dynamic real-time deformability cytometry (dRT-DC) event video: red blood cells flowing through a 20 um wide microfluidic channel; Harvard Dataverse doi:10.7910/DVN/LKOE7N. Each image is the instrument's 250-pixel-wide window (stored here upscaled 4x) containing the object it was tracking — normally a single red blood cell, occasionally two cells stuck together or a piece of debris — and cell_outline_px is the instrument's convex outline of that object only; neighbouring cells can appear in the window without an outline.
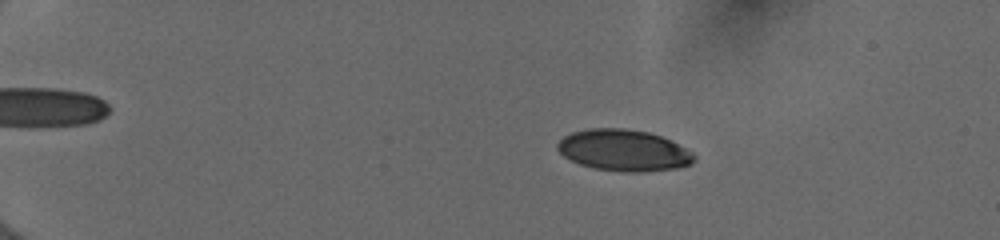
{"species": "human", "species_latin": "Homo sapiens", "temperature_condition": "cold", "stored_images_in_passage": 46, "camera_frame_rate_fps": 3000, "um_per_image_px": 0.085, "donor": {"sex": "female"}, "frame": {"image": 1, "passage_image": 4, "time_ms": 1.0, "image_size_px": [1000, 240], "cell_outline_px": [[696, 160], [692, 164], [676, 168], [644, 172], [624, 172], [592, 168], [580, 164], [564, 156], [556, 148], [556, 144], [564, 136], [572, 132], [588, 128], [624, 128], [648, 132], [672, 140], [692, 152], [696, 156]], "centroid_in_image_um": [53.03, 12.78], "position_along_channel_um": 32.0, "area_um2": 33.18}}
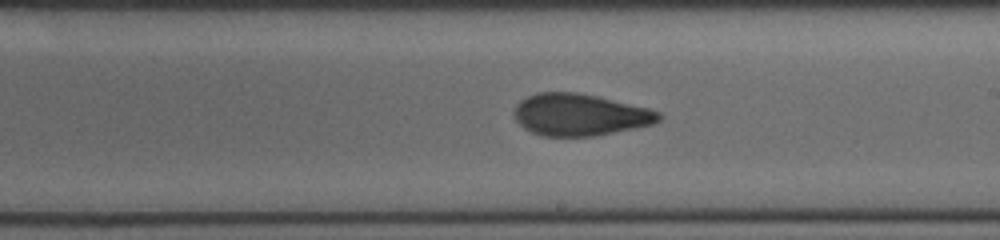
{"frame": {"image": 2, "passage_image": 27, "time_ms": 8.667, "image_size_px": [1000, 240], "cell_outline_px": [[660, 120], [652, 124], [636, 128], [592, 136], [544, 136], [532, 132], [524, 128], [512, 116], [512, 112], [516, 104], [520, 100], [536, 92], [576, 92], [596, 96], [648, 108], [660, 112]], "centroid_in_image_um": [49.24, 9.75], "position_along_channel_um": 239.8, "area_um2": 35.26}}
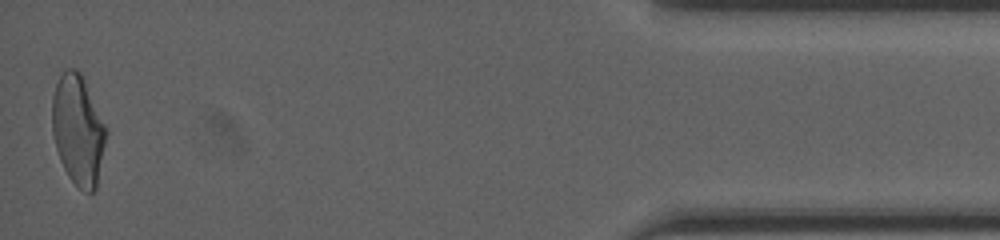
{"frame": {"image": 3, "passage_image": 46, "time_ms": 15.0, "image_size_px": [1000, 240], "cell_outline_px": [[108, 132], [96, 188], [92, 192], [88, 192], [80, 188], [68, 176], [60, 160], [56, 148], [52, 132], [52, 96], [56, 84], [60, 76], [68, 68], [76, 68], [80, 72], [84, 80]], "centroid_in_image_um": [6.63, 11.05], "position_along_channel_um": 428.6, "area_um2": 34.28}, "authors_computed_cell_mechanics": {"area_um2": 34.3332, "velocity_mm_per_s": 4.0155, "shape_relaxation_time_tau1_ms": 5.8069, "shape_relaxation_time_tau2_ms": 1.6454, "deformation_change_tau1": 0.1837, "deformation_change_tau2": 0.0798}}